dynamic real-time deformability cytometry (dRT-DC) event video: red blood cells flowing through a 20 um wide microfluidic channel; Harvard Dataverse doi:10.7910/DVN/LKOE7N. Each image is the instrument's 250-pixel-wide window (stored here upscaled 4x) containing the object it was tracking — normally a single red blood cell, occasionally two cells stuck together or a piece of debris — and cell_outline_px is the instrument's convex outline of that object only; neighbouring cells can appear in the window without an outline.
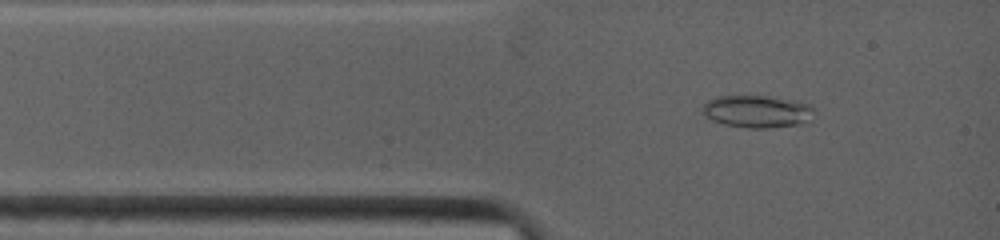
{"species": "common noctule bat (a hibernating species)", "species_latin": "Nyctalus noctula", "temperature_condition": "warm", "stored_images_in_passage": 33, "camera_frame_rate_fps": 4500, "um_per_image_px": 0.085, "animal": {"sex": "female", "body_mass_g": 19.0, "forearm_length_mm": 53.3}, "frame": {"image": 1, "passage_image": 2, "time_ms": 0.889, "image_size_px": [1000, 240], "cell_outline_px": [[816, 108], [800, 124], [768, 128], [748, 128], [724, 124], [712, 120], [700, 108], [708, 100], [720, 96], [760, 96], [796, 100], [808, 104]], "centroid_in_image_um": [64.32, 9.47], "position_along_channel_um": 20.7, "area_um2": 20.63}}
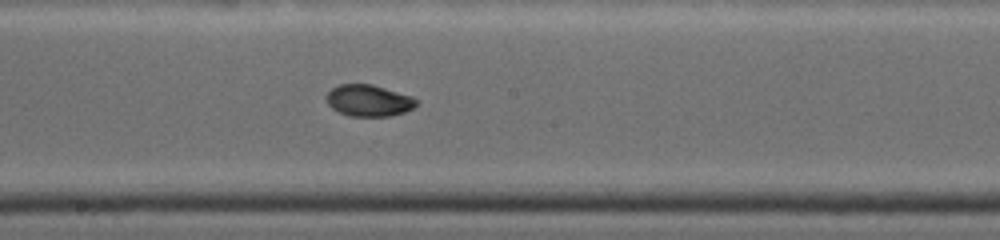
{"frame": {"image": 2, "passage_image": 18, "time_ms": 6.222, "image_size_px": [1000, 240], "cell_outline_px": [[420, 104], [404, 112], [388, 116], [348, 116], [332, 108], [328, 104], [328, 92], [332, 88], [340, 84], [372, 84], [412, 96]], "centroid_in_image_um": [31.36, 8.54], "position_along_channel_um": 216.8, "area_um2": 16.42}}
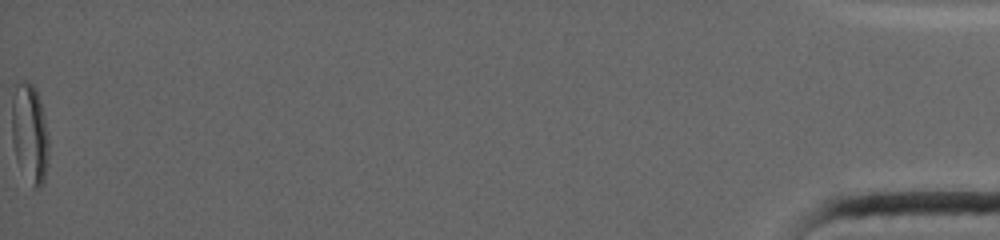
{"frame": {"image": 3, "passage_image": 33, "time_ms": 16.222, "image_size_px": [1000, 240], "cell_outline_px": [[48, 164], [44, 180], [36, 188], [16, 160], [12, 140], [12, 100], [16, 84], [24, 80], [28, 80], [36, 88], [40, 100], [44, 116], [48, 140]], "centroid_in_image_um": [2.52, 11.25], "position_along_channel_um": 432.7, "area_um2": 20.98}, "authors_computed_cell_mechanics": {"area_um2": 16.7042, "velocity_mm_per_s": 3.9466, "shape_relaxation_time_tau1_ms": null, "shape_relaxation_time_tau2_ms": 1.3104, "deformation_change_tau1": null, "deformation_change_tau2": 0.0365}}